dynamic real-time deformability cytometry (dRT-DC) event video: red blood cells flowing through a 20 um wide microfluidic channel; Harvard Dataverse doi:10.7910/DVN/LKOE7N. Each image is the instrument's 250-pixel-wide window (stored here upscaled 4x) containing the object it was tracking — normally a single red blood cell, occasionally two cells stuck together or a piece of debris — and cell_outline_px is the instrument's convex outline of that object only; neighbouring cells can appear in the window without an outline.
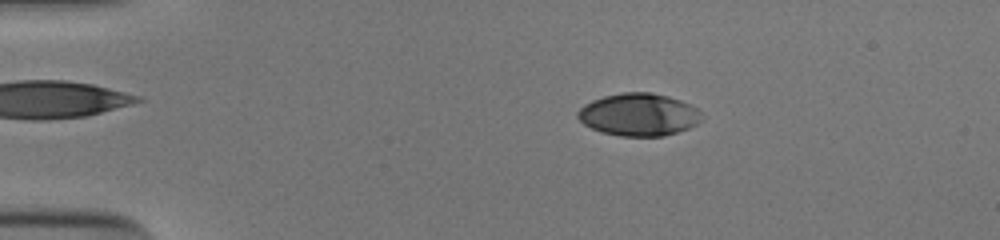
{"species": "human", "species_latin": "Homo sapiens", "temperature_condition": "cold", "stored_images_in_passage": 52, "camera_frame_rate_fps": 3000, "um_per_image_px": 0.085, "donor": {"sex": "male"}, "frame": {"image": 1, "passage_image": 10, "time_ms": 3.0, "image_size_px": [1000, 240], "cell_outline_px": [[704, 120], [688, 128], [664, 136], [620, 136], [600, 132], [584, 124], [576, 116], [576, 112], [584, 104], [592, 100], [604, 96], [624, 92], [652, 92], [668, 96], [680, 100], [696, 108], [704, 116]], "centroid_in_image_um": [54.29, 9.74], "position_along_channel_um": 30.7, "area_um2": 30.87}}
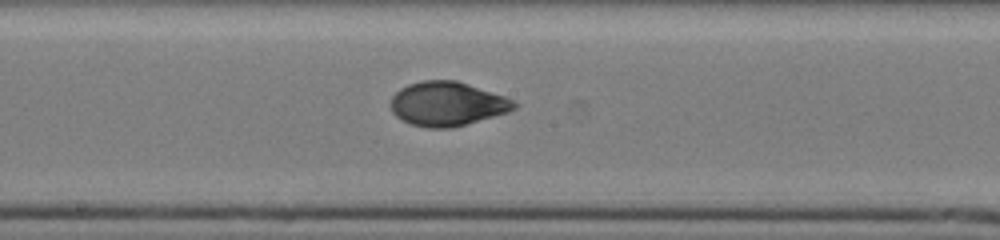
{"frame": {"image": 2, "passage_image": 29, "time_ms": 9.333, "image_size_px": [1000, 240], "cell_outline_px": [[516, 108], [508, 112], [452, 128], [428, 128], [412, 124], [396, 116], [392, 112], [388, 104], [392, 96], [400, 88], [408, 84], [420, 80], [456, 80], [504, 96], [512, 100], [516, 104]], "centroid_in_image_um": [37.97, 8.82], "position_along_channel_um": 210.2, "area_um2": 31.73}}
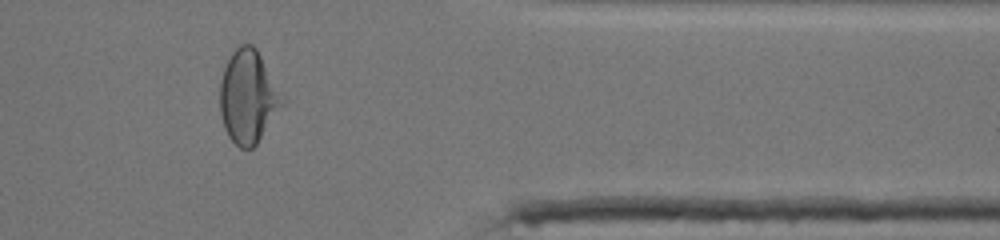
{"frame": {"image": 3, "passage_image": 44, "time_ms": 14.333, "image_size_px": [1000, 240], "cell_outline_px": [[284, 104], [256, 144], [252, 148], [240, 148], [228, 136], [224, 128], [220, 112], [220, 80], [224, 68], [236, 44], [252, 44], [256, 48]], "centroid_in_image_um": [21.03, 8.23], "position_along_channel_um": 390.4, "area_um2": 32.95}, "authors_computed_cell_mechanics": {"area_um2": 31.4432, "velocity_mm_per_s": 3.9063, "shape_relaxation_time_tau1_ms": 3.4244, "shape_relaxation_time_tau2_ms": 1.4145, "deformation_change_tau1": 0.1753, "deformation_change_tau2": 0.0384}}